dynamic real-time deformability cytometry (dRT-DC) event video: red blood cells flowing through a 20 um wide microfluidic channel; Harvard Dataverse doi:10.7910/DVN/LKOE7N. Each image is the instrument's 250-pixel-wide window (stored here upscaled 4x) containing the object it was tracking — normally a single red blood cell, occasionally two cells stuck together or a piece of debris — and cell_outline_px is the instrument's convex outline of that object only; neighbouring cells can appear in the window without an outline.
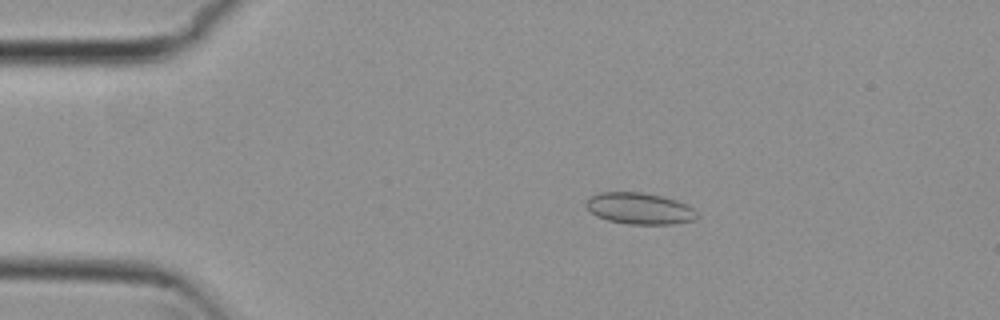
{"species": "common noctule bat (a hibernating species)", "species_latin": "Nyctalus noctula", "temperature_condition": "cold", "stored_images_in_passage": 54, "camera_frame_rate_fps": 3000, "um_per_image_px": 0.085, "animal": {"sex": "female", "body_mass_g": 29.2, "forearm_length_mm": 56.3}, "frame": {"image": 1, "passage_image": 10, "time_ms": 3.0, "image_size_px": [1000, 320], "cell_outline_px": [[700, 216], [696, 220], [672, 224], [628, 224], [608, 220], [596, 216], [584, 204], [588, 196], [600, 192], [640, 192], [660, 196], [676, 200], [688, 204]], "centroid_in_image_um": [54.36, 17.72], "position_along_channel_um": 30.6, "area_um2": 20.46}}
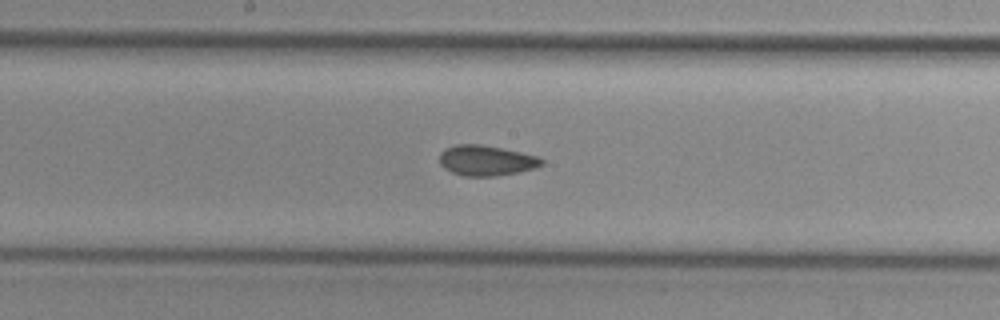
{"frame": {"image": 2, "passage_image": 28, "time_ms": 9.0, "image_size_px": [1000, 320], "cell_outline_px": [[544, 164], [536, 168], [496, 176], [464, 176], [452, 172], [444, 168], [440, 164], [440, 152], [444, 148], [456, 144], [480, 144], [540, 156], [544, 160]], "centroid_in_image_um": [41.33, 13.64], "position_along_channel_um": 206.9, "area_um2": 18.15}}
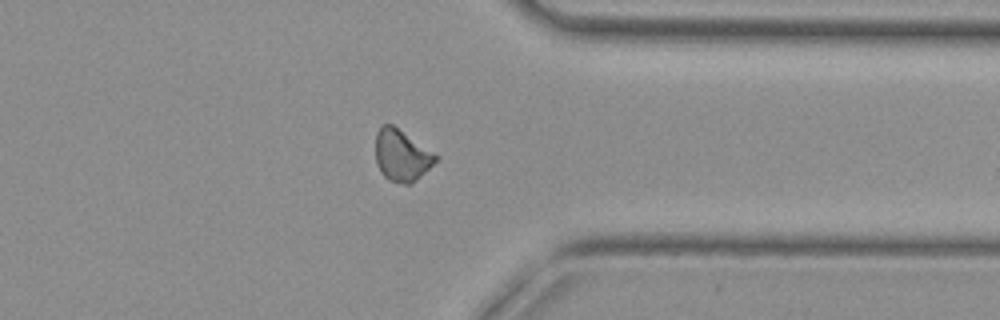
{"frame": {"image": 3, "passage_image": 42, "time_ms": 13.667, "image_size_px": [1000, 320], "cell_outline_px": [[440, 156], [412, 184], [404, 184], [388, 180], [380, 172], [376, 164], [376, 132], [380, 124], [392, 124]], "centroid_in_image_um": [34.11, 13.2], "position_along_channel_um": 377.3, "area_um2": 18.09}, "authors_computed_cell_mechanics": {"area_um2": 18.1492, "velocity_mm_per_s": 3.7836, "shape_relaxation_time_tau1_ms": null, "shape_relaxation_time_tau2_ms": 3.744, "deformation_change_tau1": null, "deformation_change_tau2": 0.0553}}